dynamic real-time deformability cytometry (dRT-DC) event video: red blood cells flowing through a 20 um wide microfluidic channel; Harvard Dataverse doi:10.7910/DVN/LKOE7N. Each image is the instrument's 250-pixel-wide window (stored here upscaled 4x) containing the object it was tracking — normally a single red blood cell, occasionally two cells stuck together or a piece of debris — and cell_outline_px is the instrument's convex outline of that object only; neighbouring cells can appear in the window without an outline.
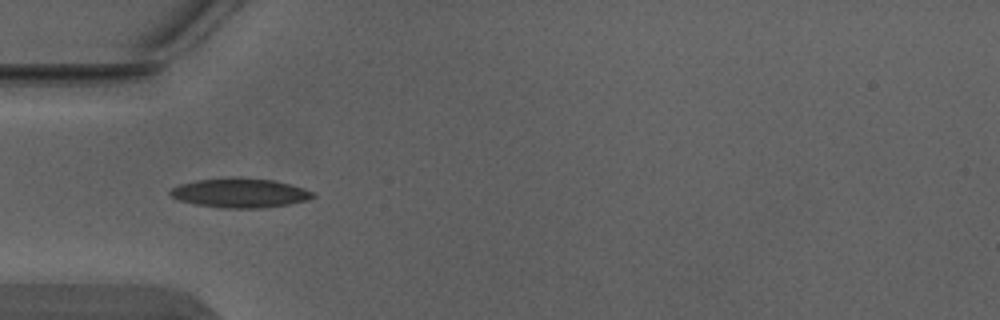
{"species": "Egyptian fruit bat (a non-hibernating species)", "species_latin": "Rousettus aegyptiacus", "temperature_condition": "warm", "stored_images_in_passage": 6, "camera_frame_rate_fps": 3000, "um_per_image_px": 0.085, "animal": {"sex": "male"}, "frame": {"image": 1, "passage_image": 4, "time_ms": 1.0, "image_size_px": [1000, 320], "cell_outline_px": [[316, 196], [308, 200], [288, 204], [264, 208], [220, 208], [196, 204], [180, 200], [172, 196], [168, 192], [172, 188], [180, 184], [196, 180], [232, 176], [240, 176], [272, 180], [304, 188], [312, 192]], "centroid_in_image_um": [20.39, 16.39], "position_along_channel_um": 64.6, "area_um2": 24.57}}
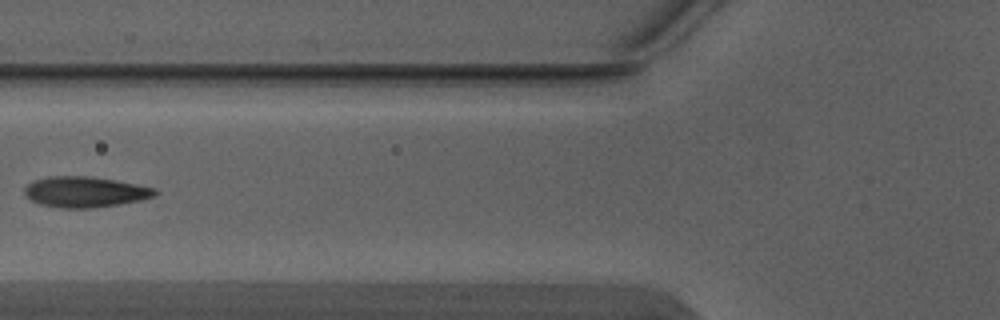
{"frame": {"image": 2, "passage_image": 5, "time_ms": 1.333, "image_size_px": [1000, 320], "cell_outline_px": [[160, 192], [156, 196], [140, 200], [120, 204], [92, 208], [60, 208], [40, 204], [32, 200], [24, 192], [24, 188], [28, 184], [36, 180], [48, 176], [88, 176], [116, 180], [156, 188]], "centroid_in_image_um": [7.28, 16.31], "position_along_channel_um": 118.5, "area_um2": 23.35}}
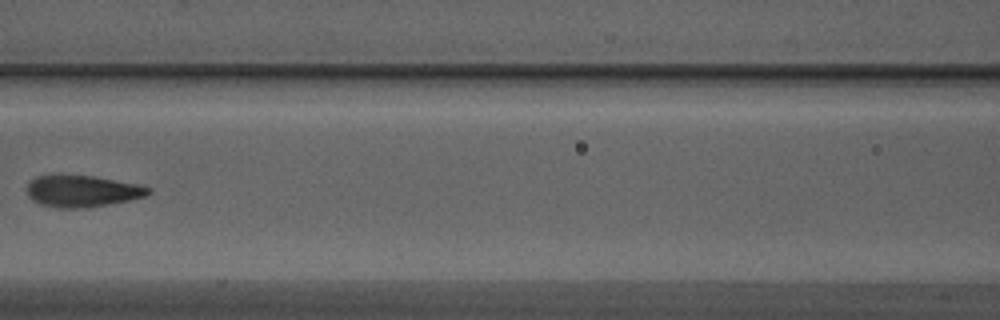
{"frame": {"image": 3, "passage_image": 6, "time_ms": 1.667, "image_size_px": [1000, 320], "cell_outline_px": [[152, 192], [144, 196], [128, 200], [108, 204], [84, 208], [56, 208], [40, 204], [32, 200], [28, 196], [28, 184], [36, 176], [92, 176], [140, 184], [152, 188]], "centroid_in_image_um": [7.02, 16.26], "position_along_channel_um": 159.6, "area_um2": 22.14}}